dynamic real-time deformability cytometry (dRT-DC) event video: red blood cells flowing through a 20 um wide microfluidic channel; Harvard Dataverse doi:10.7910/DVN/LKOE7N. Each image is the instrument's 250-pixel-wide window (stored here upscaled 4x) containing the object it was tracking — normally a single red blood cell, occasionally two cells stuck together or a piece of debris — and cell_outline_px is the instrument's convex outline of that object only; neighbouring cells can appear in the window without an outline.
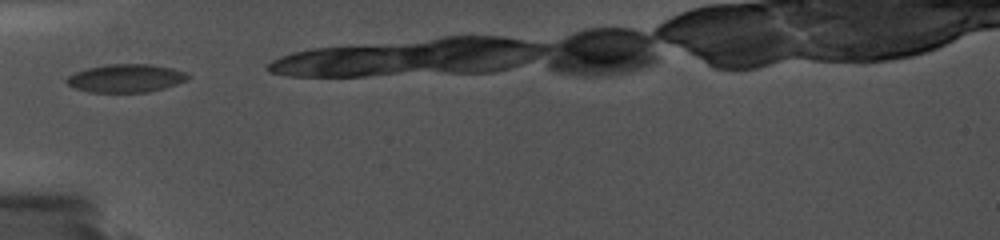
{"species": "common noctule bat (a hibernating species)", "species_latin": "Nyctalus noctula", "temperature_condition": "cold", "stored_images_in_passage": 8, "camera_frame_rate_fps": 5000, "um_per_image_px": 0.085, "animal": {"sex": "female", "body_mass_g": 19.0, "forearm_length_mm": 56.7}, "frame": {"image": 1, "passage_image": 1, "time_ms": 0.0, "image_size_px": [1000, 240], "cell_outline_px": [[188, 76], [184, 80], [176, 84], [164, 88], [148, 92], [88, 92], [76, 88], [68, 84], [64, 80], [68, 76], [76, 72], [88, 68], [108, 64], [152, 64], [172, 68], [184, 72]], "centroid_in_image_um": [10.66, 6.65], "position_along_channel_um": 74.3, "area_um2": 19.65}}
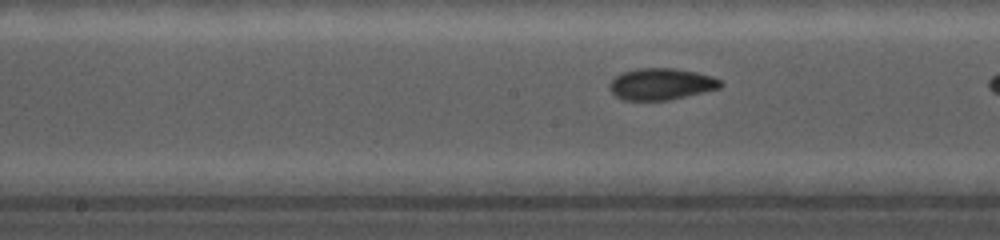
{"frame": {"image": 2, "passage_image": 6, "time_ms": 3.2, "image_size_px": [1000, 240], "cell_outline_px": [[724, 84], [720, 88], [704, 92], [668, 100], [624, 100], [616, 96], [608, 88], [608, 84], [616, 76], [624, 72], [640, 68], [676, 68], [696, 72], [712, 76], [720, 80]], "centroid_in_image_um": [56.21, 7.14], "position_along_channel_um": 192.0, "area_um2": 20.4}}